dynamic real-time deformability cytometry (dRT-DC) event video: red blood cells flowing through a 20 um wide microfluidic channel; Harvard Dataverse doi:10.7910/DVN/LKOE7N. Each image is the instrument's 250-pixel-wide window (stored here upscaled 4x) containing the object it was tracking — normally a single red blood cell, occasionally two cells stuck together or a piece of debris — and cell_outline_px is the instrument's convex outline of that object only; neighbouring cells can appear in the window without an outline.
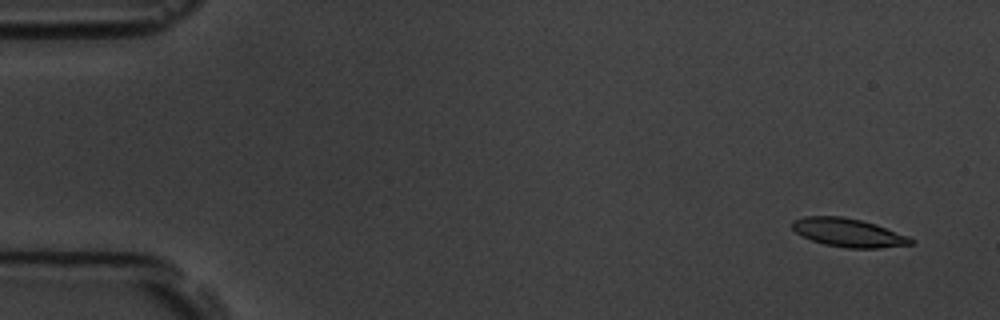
{"species": "common noctule bat (a hibernating species)", "species_latin": "Nyctalus noctula", "temperature_condition": "room temperature", "stored_images_in_passage": 5, "camera_frame_rate_fps": 3000, "um_per_image_px": 0.085, "animal": {"sex": "male", "body_mass_g": 19.5, "forearm_length_mm": 54.6}, "frame": {"image": 1, "passage_image": 1, "time_ms": 0.0, "image_size_px": [1000, 320], "cell_outline_px": [[916, 240], [912, 244], [880, 248], [848, 248], [824, 244], [812, 240], [796, 232], [792, 228], [792, 220], [804, 216], [840, 216], [860, 220], [876, 224], [908, 236]], "centroid_in_image_um": [72.12, 19.77], "position_along_channel_um": 12.9, "area_um2": 19.59}}
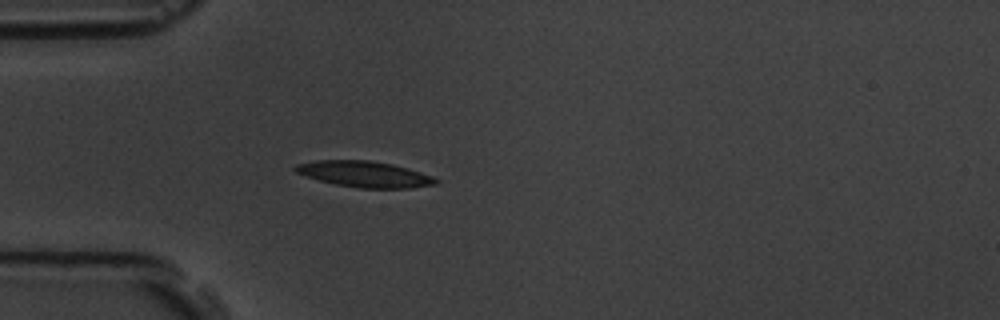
{"frame": {"image": 2, "passage_image": 5, "time_ms": 4.333, "image_size_px": [1000, 320], "cell_outline_px": [[440, 180], [436, 184], [412, 188], [360, 188], [336, 184], [320, 180], [296, 172], [292, 168], [296, 164], [316, 160], [368, 160], [392, 164], [408, 168], [432, 176]], "centroid_in_image_um": [31.0, 14.8], "position_along_channel_um": 54.0, "area_um2": 21.15}}